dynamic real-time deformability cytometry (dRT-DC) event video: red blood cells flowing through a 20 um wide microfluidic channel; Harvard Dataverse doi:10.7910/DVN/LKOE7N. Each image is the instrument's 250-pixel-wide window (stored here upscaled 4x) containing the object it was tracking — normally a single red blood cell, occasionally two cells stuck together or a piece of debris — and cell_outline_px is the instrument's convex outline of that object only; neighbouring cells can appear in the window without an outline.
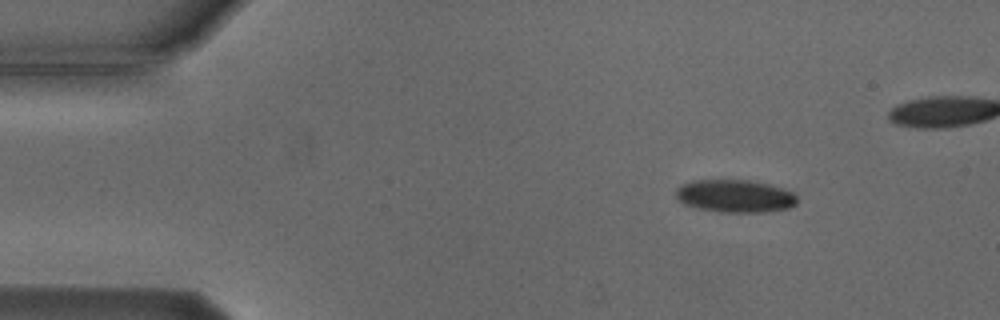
{"species": "Egyptian fruit bat (a non-hibernating species)", "species_latin": "Rousettus aegyptiacus", "temperature_condition": "cold", "stored_images_in_passage": 5, "camera_frame_rate_fps": 3000, "um_per_image_px": 0.085, "animal": {"sex": "male"}, "frame": {"image": 1, "passage_image": 2, "time_ms": 1.333, "image_size_px": [1000, 320], "cell_outline_px": [[796, 204], [788, 208], [764, 212], [720, 212], [696, 208], [684, 204], [676, 196], [676, 188], [680, 184], [692, 180], [748, 180], [768, 184], [784, 188], [792, 192], [796, 196]], "centroid_in_image_um": [62.45, 16.66], "position_along_channel_um": 22.6, "area_um2": 23.18}}